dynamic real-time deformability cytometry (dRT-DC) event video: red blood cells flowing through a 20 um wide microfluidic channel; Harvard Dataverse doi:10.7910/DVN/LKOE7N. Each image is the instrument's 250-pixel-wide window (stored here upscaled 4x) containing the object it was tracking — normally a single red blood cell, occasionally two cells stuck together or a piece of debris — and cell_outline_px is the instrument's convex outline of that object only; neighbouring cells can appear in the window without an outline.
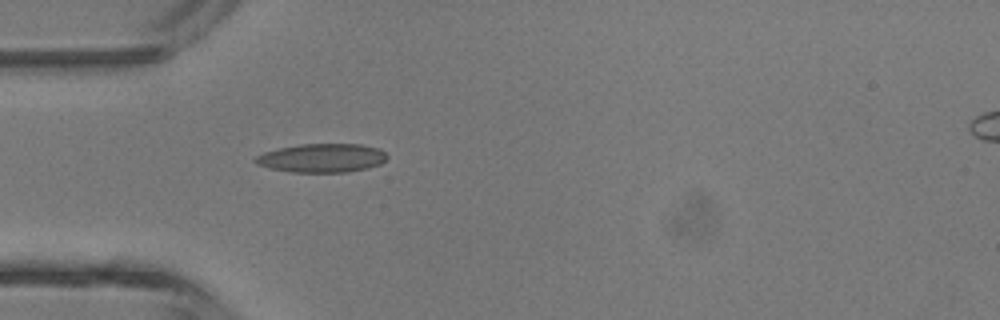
{"species": "common noctule bat (a hibernating species)", "species_latin": "Nyctalus noctula", "temperature_condition": "room temperature", "stored_images_in_passage": 1, "camera_frame_rate_fps": 3000, "um_per_image_px": 0.085, "animal": {"sex": "male", "body_mass_g": 13.3}, "frame": {"image": 1, "passage_image": 1, "time_ms": 0.0, "image_size_px": [1000, 320], "cell_outline_px": [[388, 156], [380, 164], [368, 168], [344, 172], [292, 172], [268, 168], [256, 164], [252, 160], [256, 156], [264, 152], [280, 148], [300, 144], [360, 144], [380, 148]], "centroid_in_image_um": [27.35, 13.43], "position_along_channel_um": 57.7, "area_um2": 22.08}}